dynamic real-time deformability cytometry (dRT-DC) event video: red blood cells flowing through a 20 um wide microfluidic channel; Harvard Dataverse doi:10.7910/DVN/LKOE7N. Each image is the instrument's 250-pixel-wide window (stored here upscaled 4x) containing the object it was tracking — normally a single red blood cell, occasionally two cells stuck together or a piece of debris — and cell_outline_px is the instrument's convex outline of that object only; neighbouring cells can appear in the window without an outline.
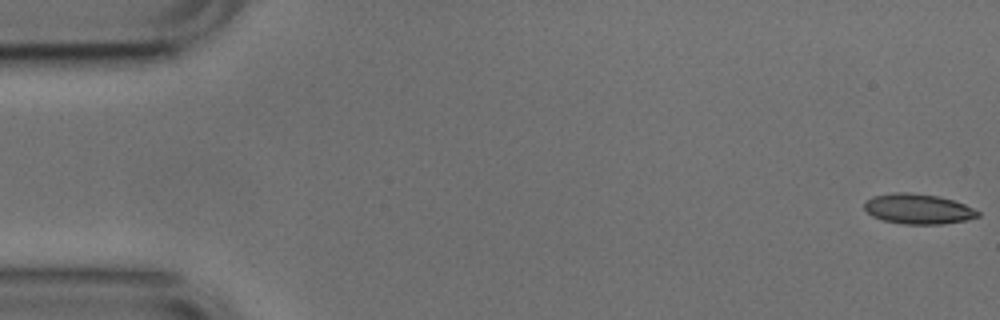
{"species": "common noctule bat (a hibernating species)", "species_latin": "Nyctalus noctula", "temperature_condition": "cold", "stored_images_in_passage": 53, "camera_frame_rate_fps": 3000, "um_per_image_px": 0.085, "animal": {"sex": "male", "body_mass_g": 17.9, "forearm_length_mm": 54.2}, "frame": {"image": 1, "passage_image": 1, "time_ms": 0.0, "image_size_px": [1000, 320], "cell_outline_px": [[980, 216], [964, 220], [940, 224], [904, 224], [884, 220], [872, 216], [864, 208], [864, 204], [872, 196], [896, 192], [908, 192], [936, 196], [952, 200], [964, 204], [980, 212]], "centroid_in_image_um": [78.02, 17.76], "position_along_channel_um": 7.0, "area_um2": 19.65}}
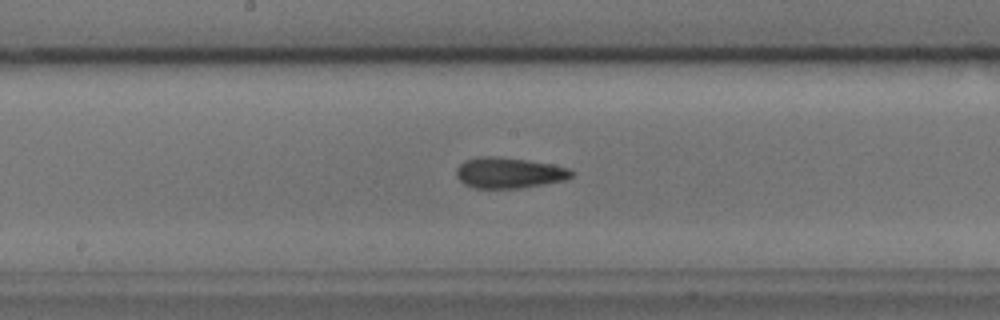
{"frame": {"image": 2, "passage_image": 27, "time_ms": 8.667, "image_size_px": [1000, 320], "cell_outline_px": [[576, 172], [572, 176], [564, 180], [544, 184], [520, 188], [472, 188], [464, 184], [456, 176], [456, 168], [464, 160], [480, 156], [492, 156], [528, 160], [552, 164], [568, 168]], "centroid_in_image_um": [43.25, 14.69], "position_along_channel_um": 205.0, "area_um2": 20.75}}
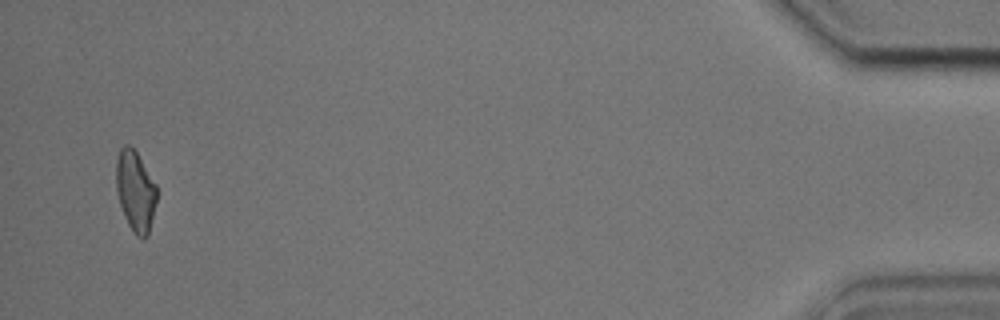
{"frame": {"image": 3, "passage_image": 51, "time_ms": 16.667, "image_size_px": [1000, 320], "cell_outline_px": [[156, 204], [148, 236], [136, 236], [132, 232], [124, 216], [116, 192], [116, 160], [120, 148], [124, 144], [128, 144], [136, 152], [156, 184]], "centroid_in_image_um": [11.49, 16.24], "position_along_channel_um": 423.7, "area_um2": 19.02}, "authors_computed_cell_mechanics": {"area_um2": 19.7098, "velocity_mm_per_s": 3.7901, "shape_relaxation_time_tau1_ms": 3.9786, "shape_relaxation_time_tau2_ms": 2.3596, "deformation_change_tau1": 0.1332, "deformation_change_tau2": 0.1024}}